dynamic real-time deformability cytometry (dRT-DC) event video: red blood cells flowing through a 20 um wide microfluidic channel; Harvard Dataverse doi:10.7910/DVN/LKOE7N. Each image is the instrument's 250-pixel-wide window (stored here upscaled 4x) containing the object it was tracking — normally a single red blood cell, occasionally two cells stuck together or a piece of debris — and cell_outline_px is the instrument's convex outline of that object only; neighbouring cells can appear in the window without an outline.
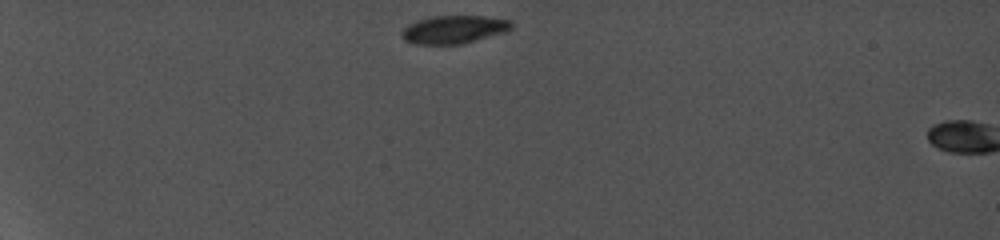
{"species": "common noctule bat (a hibernating species)", "species_latin": "Nyctalus noctula", "temperature_condition": "cold", "stored_images_in_passage": 2, "camera_frame_rate_fps": 5000, "um_per_image_px": 0.085, "animal": {"sex": "female", "body_mass_g": 19.0, "forearm_length_mm": 56.7}, "frame": {"image": 1, "passage_image": 1, "time_ms": 0.0, "image_size_px": [1000, 240], "cell_outline_px": [[512, 28], [508, 32], [464, 44], [412, 44], [404, 40], [400, 32], [408, 24], [432, 16], [484, 16], [512, 20]], "centroid_in_image_um": [38.62, 2.52], "position_along_channel_um": 46.4, "area_um2": 18.21}}